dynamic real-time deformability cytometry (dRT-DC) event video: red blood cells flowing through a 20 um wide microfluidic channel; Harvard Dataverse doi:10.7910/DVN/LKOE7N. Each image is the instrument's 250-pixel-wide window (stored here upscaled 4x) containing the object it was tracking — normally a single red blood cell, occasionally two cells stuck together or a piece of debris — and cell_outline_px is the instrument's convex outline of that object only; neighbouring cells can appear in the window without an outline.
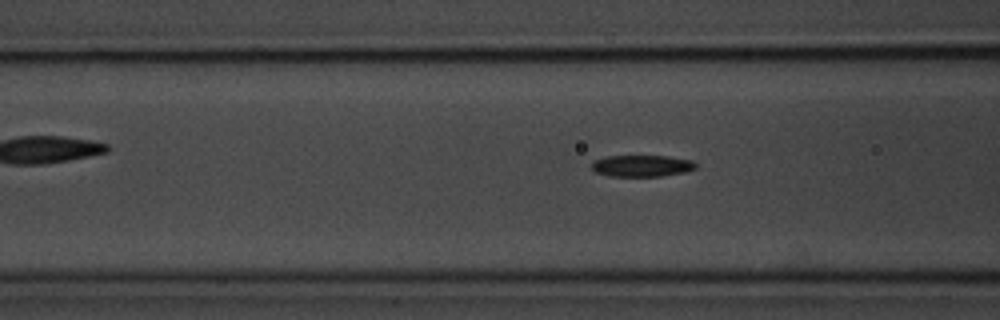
{"species": "common noctule bat (a hibernating species)", "species_latin": "Nyctalus noctula", "temperature_condition": "room temperature", "stored_images_in_passage": 7, "camera_frame_rate_fps": 3000, "um_per_image_px": 0.085, "animal": {"sex": "male", "body_mass_g": 20.1, "forearm_length_mm": 53.5}, "frame": {"image": 1, "passage_image": 7, "time_ms": 7.667, "image_size_px": [1000, 320], "cell_outline_px": [[696, 168], [684, 172], [660, 176], [608, 176], [596, 172], [592, 168], [592, 160], [608, 156], [668, 156], [692, 160], [696, 164]], "centroid_in_image_um": [54.54, 14.09], "position_along_channel_um": 112.1, "area_um2": 13.06}}